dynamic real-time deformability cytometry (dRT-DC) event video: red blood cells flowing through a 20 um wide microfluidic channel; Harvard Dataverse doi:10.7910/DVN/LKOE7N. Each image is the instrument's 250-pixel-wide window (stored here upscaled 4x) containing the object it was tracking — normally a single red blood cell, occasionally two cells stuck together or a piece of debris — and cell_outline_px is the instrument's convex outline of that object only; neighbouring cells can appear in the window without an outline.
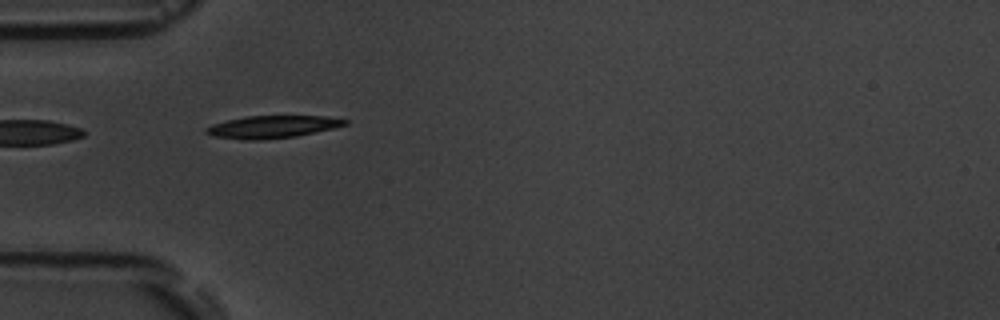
{"species": "common noctule bat (a hibernating species)", "species_latin": "Nyctalus noctula", "temperature_condition": "room temperature", "stored_images_in_passage": 4, "camera_frame_rate_fps": 3000, "um_per_image_px": 0.085, "animal": {"sex": "male", "body_mass_g": 19.5, "forearm_length_mm": 54.6}, "frame": {"image": 1, "passage_image": 3, "time_ms": 2.333, "image_size_px": [1000, 320], "cell_outline_px": [[348, 124], [332, 128], [296, 136], [260, 140], [244, 140], [212, 136], [204, 132], [204, 128], [212, 124], [244, 116], [324, 116], [348, 120]], "centroid_in_image_um": [23.09, 10.78], "position_along_channel_um": 61.9, "area_um2": 18.09}}